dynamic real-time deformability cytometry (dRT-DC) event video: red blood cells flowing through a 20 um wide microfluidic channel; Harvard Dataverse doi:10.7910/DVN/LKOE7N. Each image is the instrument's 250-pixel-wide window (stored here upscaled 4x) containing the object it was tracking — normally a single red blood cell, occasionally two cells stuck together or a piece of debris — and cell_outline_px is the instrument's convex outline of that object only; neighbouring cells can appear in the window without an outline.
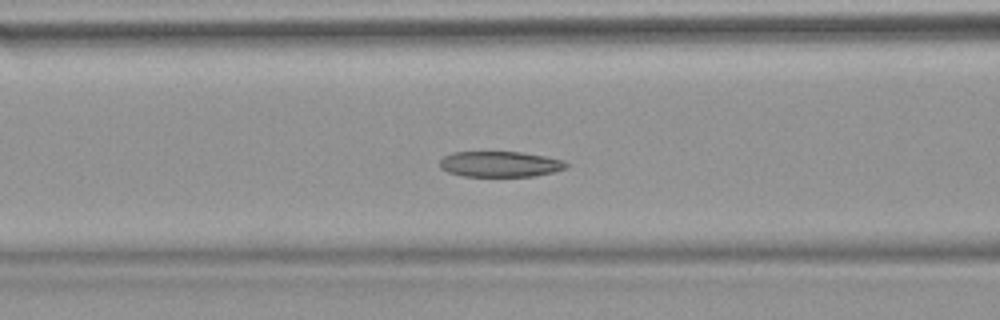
{"species": "common noctule bat (a hibernating species)", "species_latin": "Nyctalus noctula", "temperature_condition": "warm", "stored_images_in_passage": 43, "camera_frame_rate_fps": 3000, "um_per_image_px": 0.085, "animal": {"sex": "female", "body_mass_g": 18.4}, "frame": {"image": 1, "passage_image": 11, "time_ms": 3.333, "image_size_px": [1000, 320], "cell_outline_px": [[568, 168], [536, 176], [464, 176], [448, 172], [440, 168], [440, 160], [444, 156], [452, 152], [520, 152], [544, 156], [564, 160], [568, 164]], "centroid_in_image_um": [42.51, 13.95], "position_along_channel_um": 124.1, "area_um2": 18.9}}
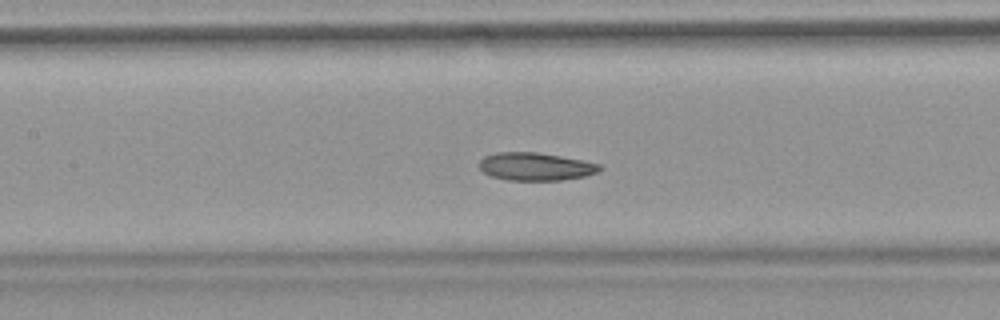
{"frame": {"image": 2, "passage_image": 14, "time_ms": 4.333, "image_size_px": [1000, 320], "cell_outline_px": [[604, 168], [600, 172], [584, 176], [560, 180], [508, 180], [488, 176], [480, 168], [480, 160], [484, 156], [496, 152], [536, 152], [584, 160], [600, 164]], "centroid_in_image_um": [45.54, 14.15], "position_along_channel_um": 161.9, "area_um2": 19.71}}
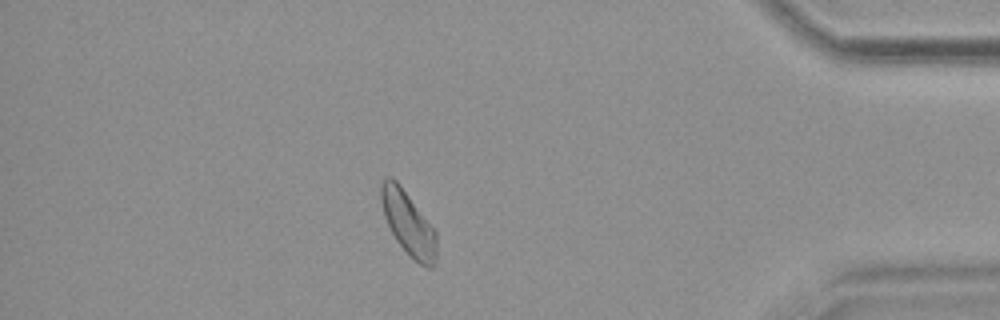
{"frame": {"image": 3, "passage_image": 36, "time_ms": 11.667, "image_size_px": [1000, 320], "cell_outline_px": [[436, 260], [432, 268], [428, 268], [420, 264], [396, 240], [384, 216], [380, 200], [380, 184], [384, 176], [392, 176], [400, 184], [436, 232]], "centroid_in_image_um": [34.67, 18.92], "position_along_channel_um": 400.5, "area_um2": 20.35}, "authors_computed_cell_mechanics": {"area_um2": 20.1722, "velocity_mm_per_s": 3.7832, "shape_relaxation_time_tau1_ms": 9.0365, "shape_relaxation_time_tau2_ms": 6.3785, "deformation_change_tau1": 0.1334, "deformation_change_tau2": 0.1318}}